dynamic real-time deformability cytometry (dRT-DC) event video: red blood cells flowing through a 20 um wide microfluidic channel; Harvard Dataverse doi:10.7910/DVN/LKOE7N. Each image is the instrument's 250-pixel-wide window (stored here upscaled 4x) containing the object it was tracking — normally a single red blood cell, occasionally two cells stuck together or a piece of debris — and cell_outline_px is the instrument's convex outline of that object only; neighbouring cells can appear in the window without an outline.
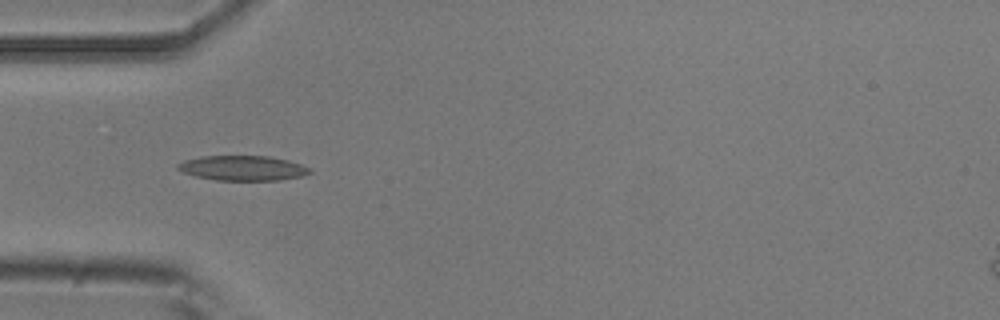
{"species": "common noctule bat (a hibernating species)", "species_latin": "Nyctalus noctula", "temperature_condition": "room temperature", "stored_images_in_passage": 36, "camera_frame_rate_fps": 3000, "um_per_image_px": 0.085, "animal": {"sex": "male", "body_mass_g": 20.5, "forearm_length_mm": 52.5}, "frame": {"image": 1, "passage_image": 1, "time_ms": 0.0, "image_size_px": [1000, 320], "cell_outline_px": [[312, 172], [300, 176], [280, 180], [216, 180], [196, 176], [184, 172], [176, 168], [176, 164], [184, 160], [200, 156], [268, 156], [288, 160], [300, 164], [308, 168]], "centroid_in_image_um": [20.59, 14.28], "position_along_channel_um": 64.4, "area_um2": 19.02}}
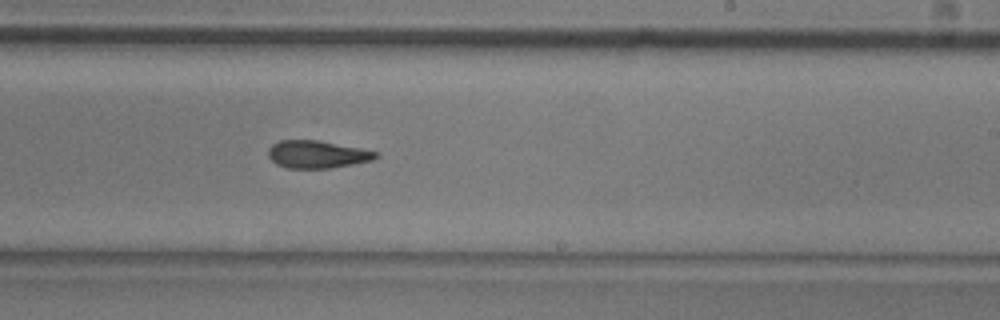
{"frame": {"image": 2, "passage_image": 16, "time_ms": 5.0, "image_size_px": [1000, 320], "cell_outline_px": [[380, 156], [372, 160], [332, 168], [288, 168], [276, 164], [268, 156], [268, 148], [272, 144], [280, 140], [320, 140], [360, 148], [376, 152]], "centroid_in_image_um": [26.94, 13.11], "position_along_channel_um": 262.1, "area_um2": 17.28}}
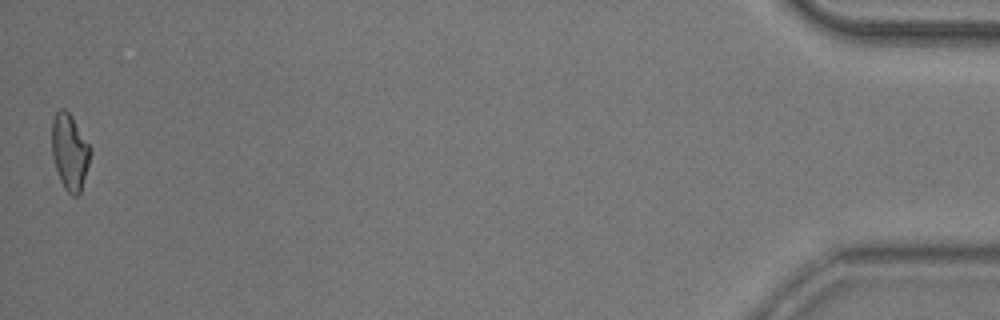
{"frame": {"image": 3, "passage_image": 36, "time_ms": 11.667, "image_size_px": [1000, 320], "cell_outline_px": [[92, 148], [88, 164], [80, 192], [76, 196], [72, 196], [64, 188], [60, 180], [52, 156], [52, 120], [56, 112], [60, 108], [64, 108], [72, 116]], "centroid_in_image_um": [5.92, 12.88], "position_along_channel_um": 429.3, "area_um2": 16.99}, "authors_computed_cell_mechanics": {"area_um2": 17.6579, "velocity_mm_per_s": 3.9476, "shape_relaxation_time_tau1_ms": 5.6481, "shape_relaxation_time_tau2_ms": 5.7223, "deformation_change_tau1": 0.1629, "deformation_change_tau2": 0.1482}}